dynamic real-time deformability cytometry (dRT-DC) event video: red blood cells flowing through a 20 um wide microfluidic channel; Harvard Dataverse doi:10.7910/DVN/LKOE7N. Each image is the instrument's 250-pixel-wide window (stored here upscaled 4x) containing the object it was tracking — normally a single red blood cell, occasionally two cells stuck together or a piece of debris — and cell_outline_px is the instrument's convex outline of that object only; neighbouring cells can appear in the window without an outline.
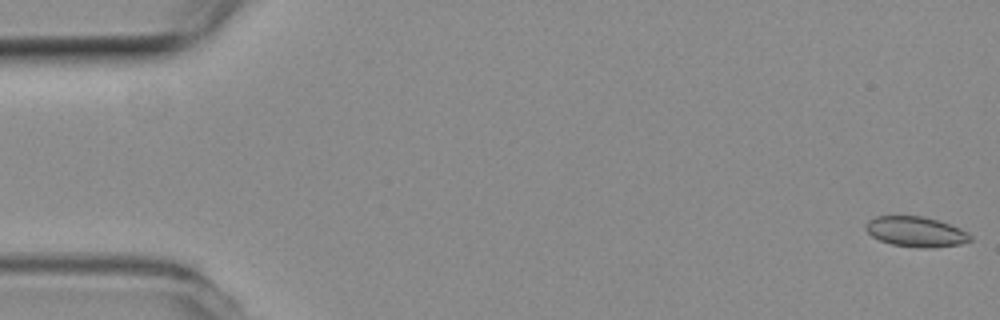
{"species": "common noctule bat (a hibernating species)", "species_latin": "Nyctalus noctula", "temperature_condition": "room temperature", "stored_images_in_passage": 54, "camera_frame_rate_fps": 3000, "um_per_image_px": 0.085, "animal": {"sex": "female", "body_mass_g": 19.3, "forearm_length_mm": 54.1}, "frame": {"image": 1, "passage_image": 1, "time_ms": 0.0, "image_size_px": [1000, 320], "cell_outline_px": [[972, 240], [960, 244], [924, 248], [920, 248], [892, 244], [880, 240], [872, 236], [864, 228], [864, 224], [868, 220], [876, 216], [924, 216], [940, 220], [960, 228], [968, 232], [972, 236]], "centroid_in_image_um": [77.85, 19.68], "position_along_channel_um": 7.1, "area_um2": 18.5}}
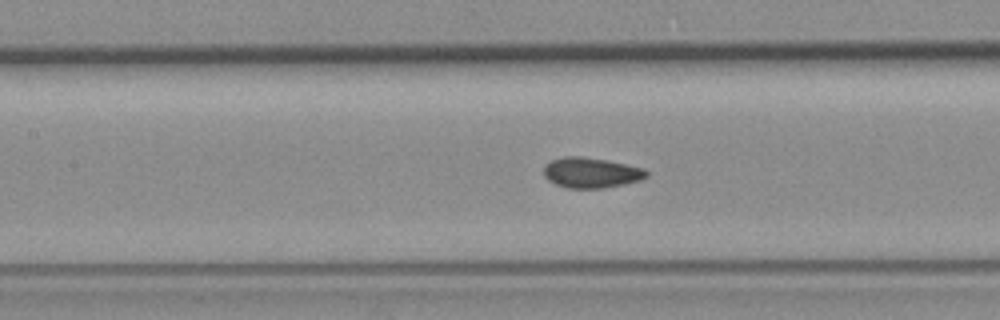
{"frame": {"image": 2, "passage_image": 24, "time_ms": 7.667, "image_size_px": [1000, 320], "cell_outline_px": [[648, 176], [640, 180], [624, 184], [604, 188], [568, 188], [556, 184], [548, 180], [544, 176], [544, 164], [552, 160], [564, 156], [580, 156], [604, 160], [644, 168], [648, 172]], "centroid_in_image_um": [50.23, 14.68], "position_along_channel_um": 157.2, "area_um2": 18.09}}
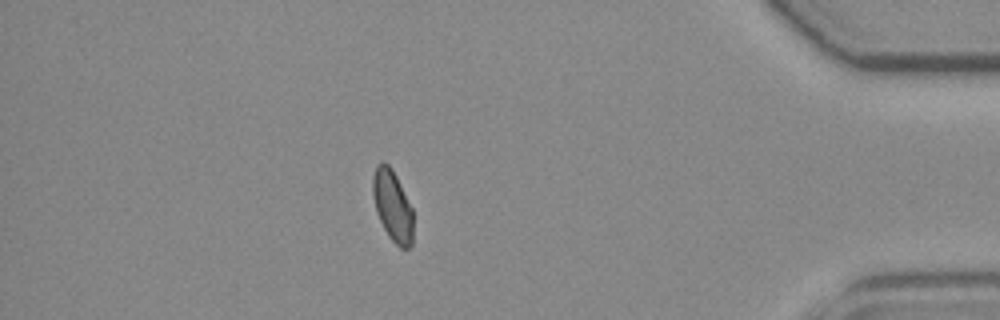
{"frame": {"image": 3, "passage_image": 47, "time_ms": 15.333, "image_size_px": [1000, 320], "cell_outline_px": [[412, 244], [408, 248], [400, 248], [388, 236], [376, 212], [372, 196], [372, 180], [376, 164], [384, 160], [392, 168], [412, 208]], "centroid_in_image_um": [33.34, 17.46], "position_along_channel_um": 401.9, "area_um2": 16.76}, "authors_computed_cell_mechanics": {"area_um2": 17.8024, "velocity_mm_per_s": 3.7943, "shape_relaxation_time_tau1_ms": 9.5905, "shape_relaxation_time_tau2_ms": 1.1826, "deformation_change_tau1": 0.1209, "deformation_change_tau2": 0.0388}}